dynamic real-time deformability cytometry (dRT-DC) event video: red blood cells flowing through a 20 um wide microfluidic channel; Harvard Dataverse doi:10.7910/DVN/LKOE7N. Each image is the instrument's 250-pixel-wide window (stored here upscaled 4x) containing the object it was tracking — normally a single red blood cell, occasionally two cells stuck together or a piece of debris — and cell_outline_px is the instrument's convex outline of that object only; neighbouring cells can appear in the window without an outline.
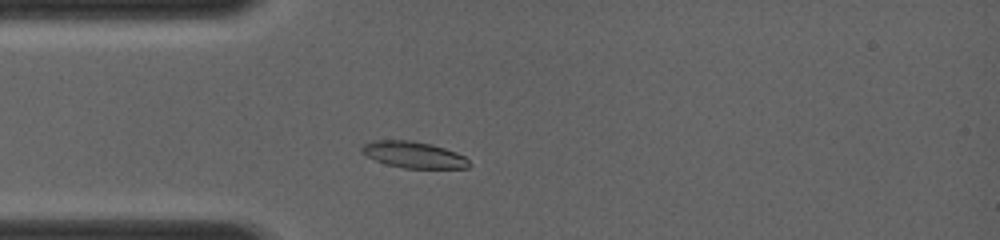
{"species": "common noctule bat (a hibernating species)", "species_latin": "Nyctalus noctula", "temperature_condition": "room temperature", "stored_images_in_passage": 42, "camera_frame_rate_fps": 4000, "um_per_image_px": 0.085, "animal": {"sex": "female", "body_mass_g": 19.0, "forearm_length_mm": 56.7}, "frame": {"image": 1, "passage_image": 7, "time_ms": 1.5, "image_size_px": [1000, 240], "cell_outline_px": [[472, 164], [468, 168], [404, 168], [388, 164], [376, 160], [360, 152], [360, 148], [364, 144], [376, 140], [412, 140], [432, 144], [456, 152], [464, 156]], "centroid_in_image_um": [35.18, 13.15], "position_along_channel_um": 49.8, "area_um2": 16.47}}
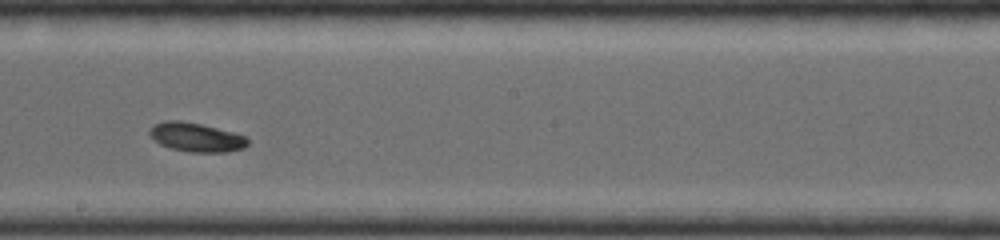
{"frame": {"image": 2, "passage_image": 23, "time_ms": 5.5, "image_size_px": [1000, 240], "cell_outline_px": [[248, 144], [244, 148], [228, 152], [188, 152], [172, 148], [160, 144], [152, 140], [148, 132], [156, 124], [164, 120], [180, 120], [200, 124], [232, 132], [244, 136], [248, 140]], "centroid_in_image_um": [16.65, 11.67], "position_along_channel_um": 231.5, "area_um2": 16.47}}
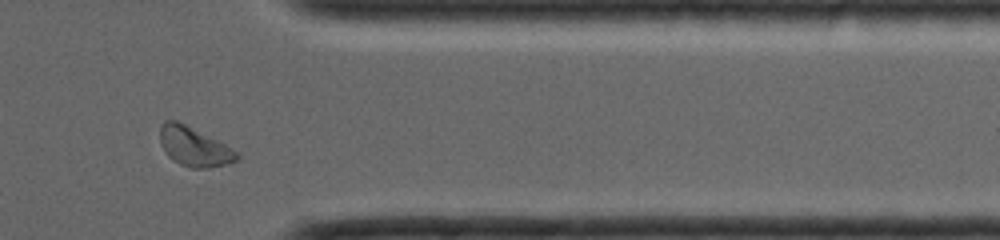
{"frame": {"image": 3, "passage_image": 37, "time_ms": 9.0, "image_size_px": [1000, 240], "cell_outline_px": [[240, 156], [236, 160], [224, 164], [208, 168], [192, 168], [180, 164], [172, 160], [168, 156], [160, 144], [160, 124], [164, 120], [176, 120], [224, 144], [236, 152]], "centroid_in_image_um": [16.43, 12.46], "position_along_channel_um": 395.0, "area_um2": 17.22}}